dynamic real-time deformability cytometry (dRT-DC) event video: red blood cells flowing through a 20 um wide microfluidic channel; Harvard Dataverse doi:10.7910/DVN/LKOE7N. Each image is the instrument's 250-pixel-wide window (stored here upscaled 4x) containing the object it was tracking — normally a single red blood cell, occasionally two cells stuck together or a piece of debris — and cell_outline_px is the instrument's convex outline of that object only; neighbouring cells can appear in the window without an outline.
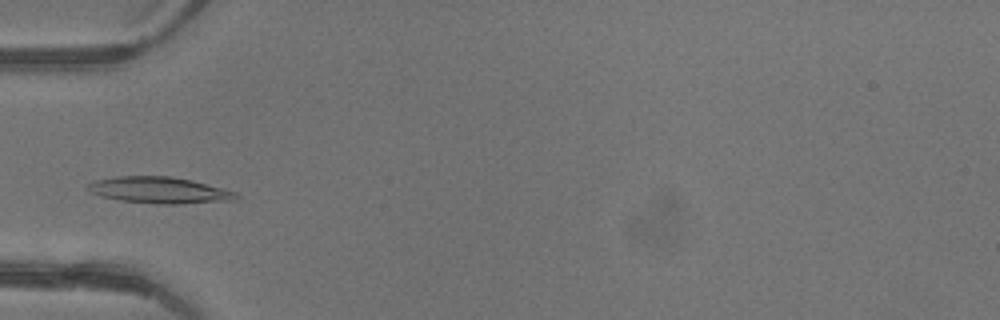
{"species": "common noctule bat (a hibernating species)", "species_latin": "Nyctalus noctula", "temperature_condition": "warm", "stored_images_in_passage": 3, "camera_frame_rate_fps": 3000, "um_per_image_px": 0.085, "animal": {"sex": "female"}, "frame": {"image": 1, "passage_image": 2, "time_ms": 0.333, "image_size_px": [1000, 320], "cell_outline_px": [[240, 196], [236, 200], [180, 204], [156, 204], [120, 200], [100, 196], [84, 188], [88, 184], [96, 180], [116, 176], [172, 176], [192, 180], [236, 192]], "centroid_in_image_um": [13.55, 16.16], "position_along_channel_um": 71.5, "area_um2": 22.89}}
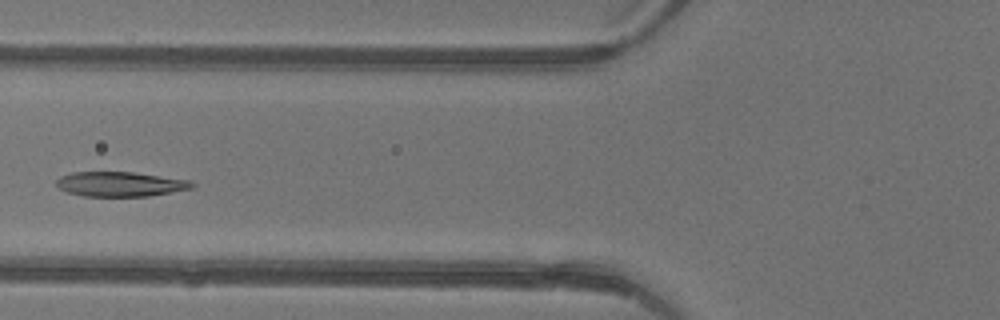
{"frame": {"image": 2, "passage_image": 3, "time_ms": 0.667, "image_size_px": [1000, 320], "cell_outline_px": [[196, 184], [192, 188], [148, 196], [84, 196], [68, 192], [60, 188], [56, 184], [56, 180], [60, 176], [72, 172], [132, 172], [188, 180]], "centroid_in_image_um": [10.19, 15.64], "position_along_channel_um": 115.6, "area_um2": 19.31}}